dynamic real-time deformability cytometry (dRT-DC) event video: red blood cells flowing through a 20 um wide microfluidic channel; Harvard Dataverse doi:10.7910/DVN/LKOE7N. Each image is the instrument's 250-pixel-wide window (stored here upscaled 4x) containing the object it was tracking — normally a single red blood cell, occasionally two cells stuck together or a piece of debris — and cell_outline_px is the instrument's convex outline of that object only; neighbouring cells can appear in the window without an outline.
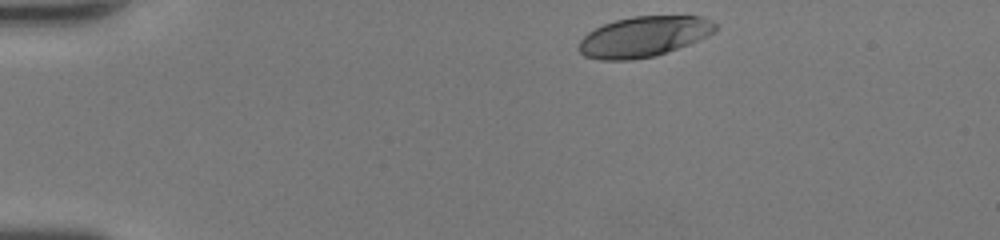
{"species": "human", "species_latin": "Homo sapiens", "temperature_condition": "room temperature", "stored_images_in_passage": 35, "camera_frame_rate_fps": 3000, "um_per_image_px": 0.085, "donor": {"sex": "female"}, "frame": {"image": 1, "passage_image": 1, "time_ms": 0.0, "image_size_px": [1000, 240], "cell_outline_px": [[716, 32], [708, 36], [688, 44], [656, 56], [632, 60], [600, 60], [584, 56], [576, 48], [580, 40], [588, 32], [604, 24], [616, 20], [632, 16], [700, 16], [716, 24]], "centroid_in_image_um": [54.69, 3.12], "position_along_channel_um": 30.3, "area_um2": 32.19}}
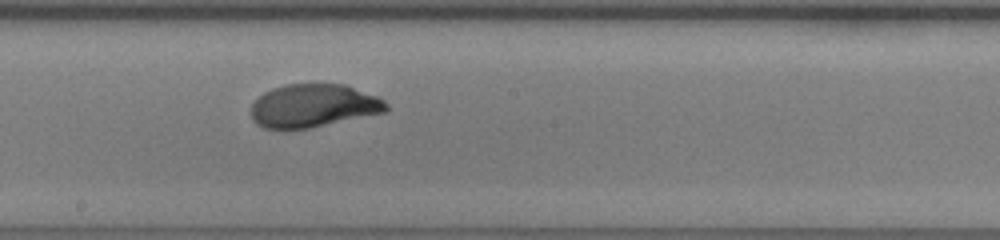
{"frame": {"image": 2, "passage_image": 20, "time_ms": 6.333, "image_size_px": [1000, 240], "cell_outline_px": [[388, 112], [308, 128], [284, 132], [264, 128], [256, 124], [252, 120], [252, 104], [264, 92], [272, 88], [284, 84], [344, 84], [376, 96], [384, 100], [388, 104]], "centroid_in_image_um": [26.61, 9.02], "position_along_channel_um": 221.6, "area_um2": 34.51}}
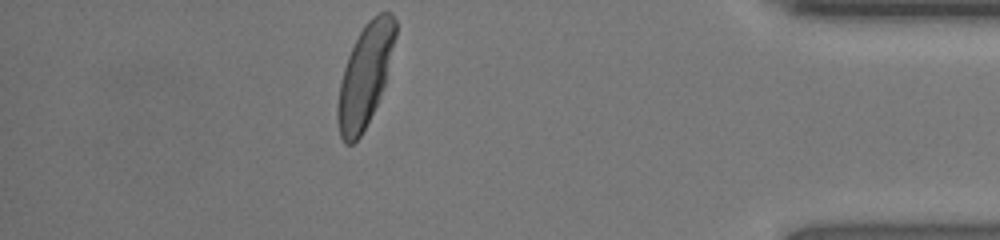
{"frame": {"image": 3, "passage_image": 35, "time_ms": 11.333, "image_size_px": [1000, 240], "cell_outline_px": [[396, 36], [384, 84], [376, 104], [360, 136], [352, 144], [344, 144], [340, 136], [336, 120], [336, 108], [340, 84], [344, 68], [348, 56], [360, 32], [368, 20], [376, 12], [392, 12], [396, 20]], "centroid_in_image_um": [31.01, 6.4], "position_along_channel_um": 404.2, "area_um2": 33.81}, "authors_computed_cell_mechanics": {"area_um2": 34.6222, "velocity_mm_per_s": 4.3773, "shape_relaxation_time_tau1_ms": 3.52, "shape_relaxation_time_tau2_ms": null, "deformation_change_tau1": 0.1899, "deformation_change_tau2": null}}